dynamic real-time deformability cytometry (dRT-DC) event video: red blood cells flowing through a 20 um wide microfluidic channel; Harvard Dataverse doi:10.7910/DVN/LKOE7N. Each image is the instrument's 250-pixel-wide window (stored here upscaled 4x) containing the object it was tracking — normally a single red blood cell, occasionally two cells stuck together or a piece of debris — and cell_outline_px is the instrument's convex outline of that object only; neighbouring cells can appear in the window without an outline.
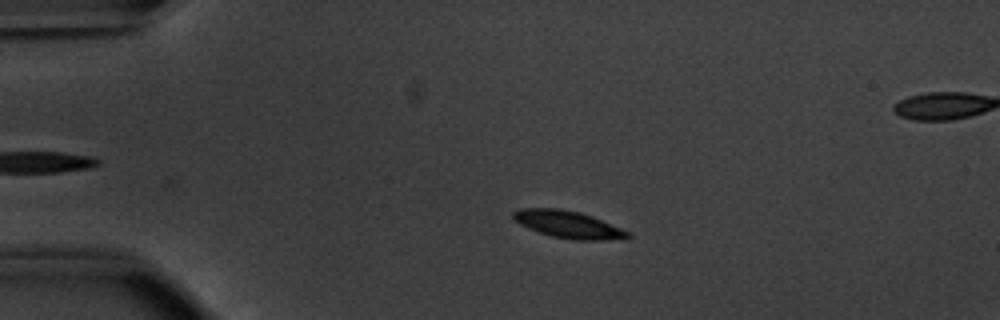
{"species": "common noctule bat (a hibernating species)", "species_latin": "Nyctalus noctula", "temperature_condition": "warm", "stored_images_in_passage": 39, "camera_frame_rate_fps": 3000, "um_per_image_px": 0.085, "animal": {"sex": "male", "body_mass_g": 20.1, "forearm_length_mm": 53.5}, "frame": {"image": 1, "passage_image": 4, "time_ms": 1.0, "image_size_px": [1000, 320], "cell_outline_px": [[632, 236], [628, 240], [572, 240], [552, 236], [528, 228], [512, 220], [512, 212], [520, 208], [560, 208], [580, 212], [592, 216], [620, 228], [628, 232]], "centroid_in_image_um": [48.3, 19.08], "position_along_channel_um": 36.7, "area_um2": 18.38}}
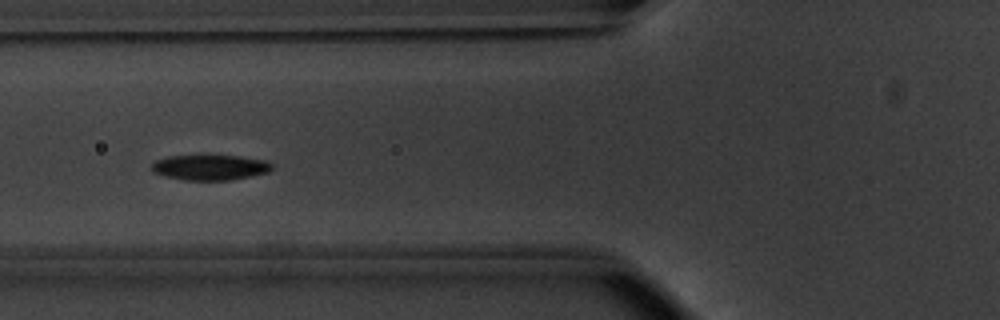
{"frame": {"image": 2, "passage_image": 13, "time_ms": 4.0, "image_size_px": [1000, 320], "cell_outline_px": [[272, 168], [268, 172], [228, 180], [184, 180], [164, 176], [152, 172], [152, 164], [156, 160], [168, 156], [240, 156], [268, 160], [272, 164]], "centroid_in_image_um": [17.85, 14.23], "position_along_channel_um": 108.0, "area_um2": 17.63}}
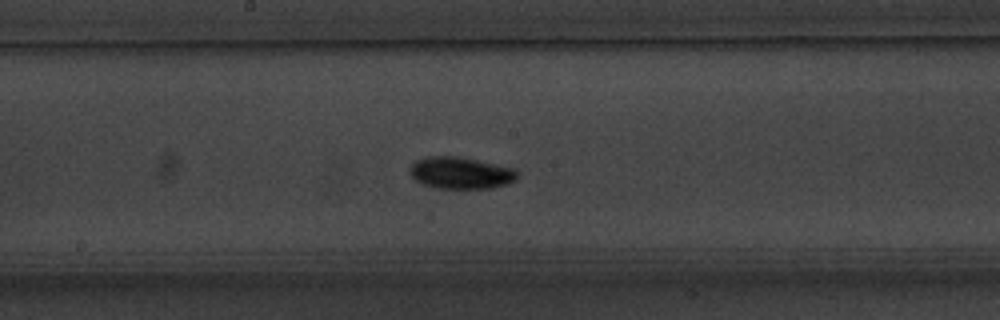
{"frame": {"image": 3, "passage_image": 21, "time_ms": 6.667, "image_size_px": [1000, 320], "cell_outline_px": [[520, 176], [516, 180], [508, 184], [492, 188], [436, 188], [420, 184], [412, 176], [408, 168], [416, 160], [428, 156], [456, 156], [516, 168]], "centroid_in_image_um": [39.18, 14.7], "position_along_channel_um": 209.0, "area_um2": 20.17}, "authors_computed_cell_mechanics": {"area_um2": 17.8024, "velocity_mm_per_s": 3.7838, "shape_relaxation_time_tau1_ms": 10.6604, "shape_relaxation_time_tau2_ms": null, "deformation_change_tau1": 0.3778, "deformation_change_tau2": null}}